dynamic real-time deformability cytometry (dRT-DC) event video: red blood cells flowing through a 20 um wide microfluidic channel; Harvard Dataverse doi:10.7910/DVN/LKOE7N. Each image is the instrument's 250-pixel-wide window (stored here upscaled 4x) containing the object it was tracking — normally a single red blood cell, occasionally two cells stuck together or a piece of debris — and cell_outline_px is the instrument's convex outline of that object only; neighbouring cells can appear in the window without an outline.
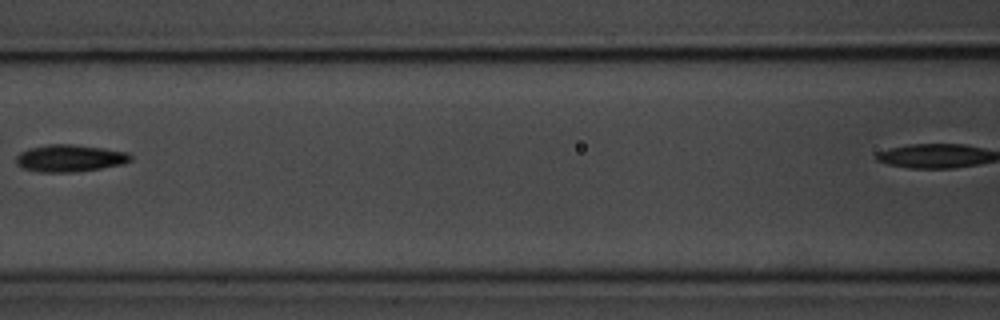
{"species": "common noctule bat (a hibernating species)", "species_latin": "Nyctalus noctula", "temperature_condition": "room temperature", "stored_images_in_passage": 5, "camera_frame_rate_fps": 3000, "um_per_image_px": 0.085, "animal": {"sex": "male", "body_mass_g": 20.1, "forearm_length_mm": 53.5}, "frame": {"image": 1, "passage_image": 3, "time_ms": 2.333, "image_size_px": [1000, 320], "cell_outline_px": [[132, 160], [124, 164], [100, 168], [72, 172], [40, 172], [24, 168], [16, 164], [16, 156], [20, 152], [28, 148], [48, 144], [72, 144], [104, 148], [128, 152], [132, 156]], "centroid_in_image_um": [5.94, 13.44], "position_along_channel_um": 160.7, "area_um2": 18.15}}
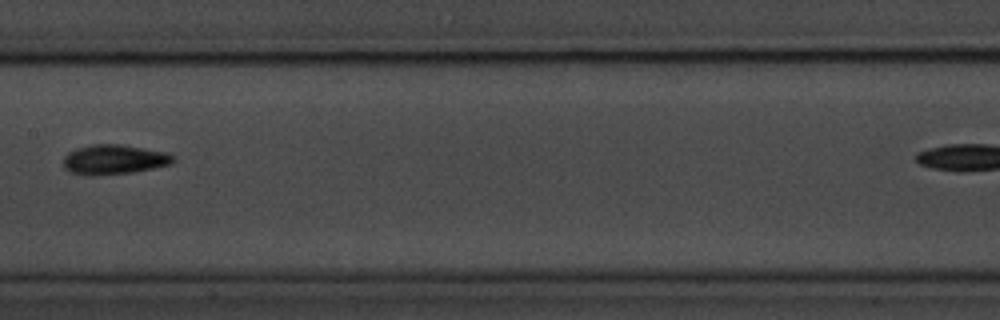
{"frame": {"image": 2, "passage_image": 4, "time_ms": 3.333, "image_size_px": [1000, 320], "cell_outline_px": [[176, 160], [168, 164], [152, 168], [132, 172], [92, 176], [84, 176], [72, 172], [64, 168], [64, 156], [68, 152], [76, 148], [92, 144], [120, 144], [168, 152]], "centroid_in_image_um": [9.66, 13.55], "position_along_channel_um": 197.7, "area_um2": 19.02}}